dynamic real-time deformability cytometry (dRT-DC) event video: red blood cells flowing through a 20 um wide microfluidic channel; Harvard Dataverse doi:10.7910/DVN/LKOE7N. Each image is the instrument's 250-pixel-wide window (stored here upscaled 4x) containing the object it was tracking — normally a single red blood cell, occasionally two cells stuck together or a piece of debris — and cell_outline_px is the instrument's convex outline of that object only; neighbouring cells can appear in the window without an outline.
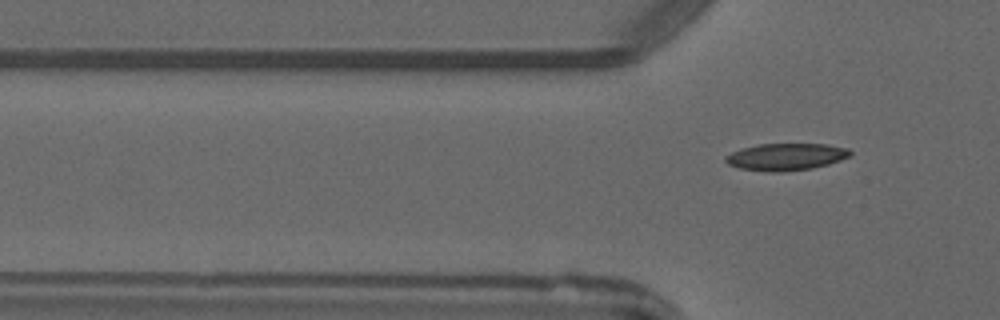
{"species": "common noctule bat (a hibernating species)", "species_latin": "Nyctalus noctula", "temperature_condition": "warm", "stored_images_in_passage": 2, "camera_frame_rate_fps": 3000, "um_per_image_px": 0.085, "animal": {"sex": "male", "forearm_length_mm": 52.5}, "frame": {"image": 1, "passage_image": 2, "time_ms": 2.0, "image_size_px": [1000, 320], "cell_outline_px": [[852, 156], [828, 164], [812, 168], [780, 172], [768, 172], [740, 168], [728, 164], [724, 160], [724, 156], [732, 152], [744, 148], [760, 144], [828, 144], [848, 148], [852, 152]], "centroid_in_image_um": [66.83, 13.33], "position_along_channel_um": 59.0, "area_um2": 19.65}}